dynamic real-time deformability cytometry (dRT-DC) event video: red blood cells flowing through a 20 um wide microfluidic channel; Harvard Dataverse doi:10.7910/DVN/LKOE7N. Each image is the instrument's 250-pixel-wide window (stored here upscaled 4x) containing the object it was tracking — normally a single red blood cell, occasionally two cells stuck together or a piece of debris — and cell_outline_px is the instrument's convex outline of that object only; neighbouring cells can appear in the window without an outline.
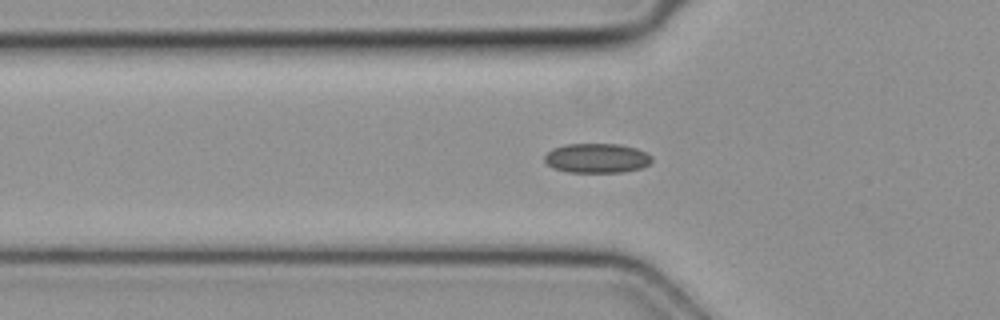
{"species": "common noctule bat (a hibernating species)", "species_latin": "Nyctalus noctula", "temperature_condition": "cold", "stored_images_in_passage": 51, "camera_frame_rate_fps": 3000, "um_per_image_px": 0.085, "animal": {"sex": "female", "body_mass_g": 19.3, "forearm_length_mm": 54.1}, "frame": {"image": 1, "passage_image": 17, "time_ms": 5.333, "image_size_px": [1000, 320], "cell_outline_px": [[652, 160], [648, 164], [640, 168], [624, 172], [568, 172], [552, 168], [544, 160], [544, 156], [552, 148], [568, 144], [620, 144], [636, 148], [648, 152], [652, 156]], "centroid_in_image_um": [50.74, 13.44], "position_along_channel_um": 75.1, "area_um2": 18.55}}
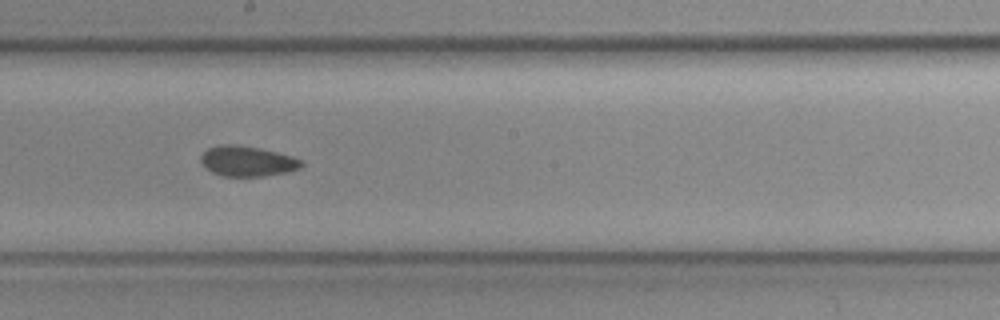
{"frame": {"image": 2, "passage_image": 28, "time_ms": 9.0, "image_size_px": [1000, 320], "cell_outline_px": [[304, 164], [300, 168], [288, 172], [264, 176], [224, 176], [212, 172], [200, 160], [200, 156], [208, 148], [220, 144], [236, 144], [276, 152], [292, 156], [300, 160]], "centroid_in_image_um": [21.03, 13.7], "position_along_channel_um": 227.2, "area_um2": 17.57}}
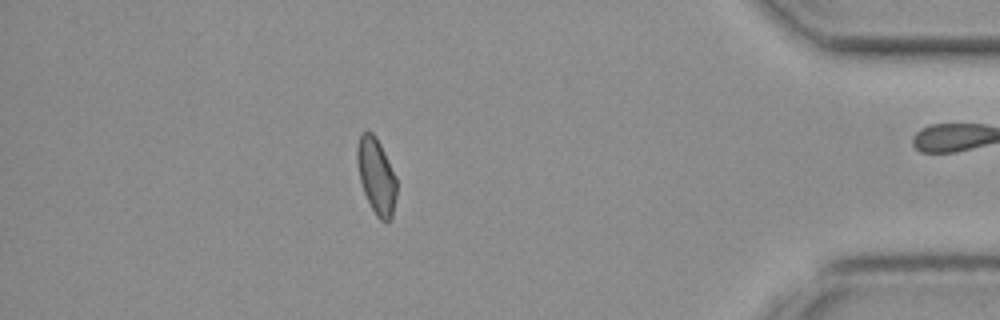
{"frame": {"image": 3, "passage_image": 44, "time_ms": 14.333, "image_size_px": [1000, 320], "cell_outline_px": [[396, 196], [392, 216], [388, 220], [380, 220], [376, 216], [364, 192], [360, 180], [356, 164], [356, 148], [360, 136], [364, 132], [372, 132], [376, 136], [396, 176]], "centroid_in_image_um": [31.97, 14.94], "position_along_channel_um": 403.2, "area_um2": 17.28}}